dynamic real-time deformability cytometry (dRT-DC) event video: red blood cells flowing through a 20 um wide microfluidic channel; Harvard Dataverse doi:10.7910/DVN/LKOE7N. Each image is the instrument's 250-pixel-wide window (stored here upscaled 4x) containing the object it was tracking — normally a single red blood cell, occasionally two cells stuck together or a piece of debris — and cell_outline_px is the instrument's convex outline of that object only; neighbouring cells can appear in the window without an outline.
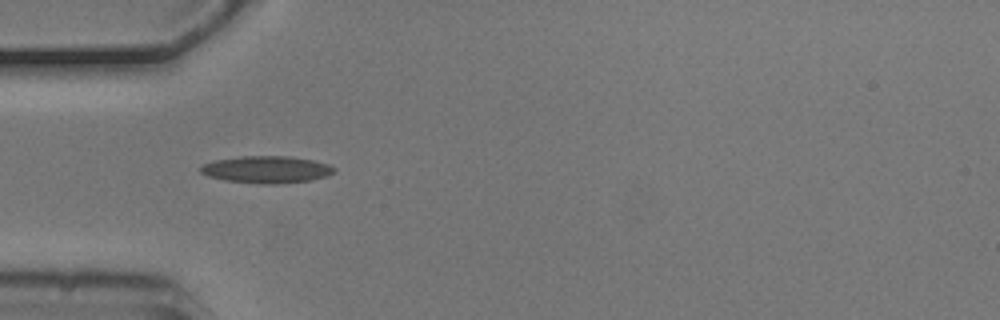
{"species": "common noctule bat (a hibernating species)", "species_latin": "Nyctalus noctula", "temperature_condition": "cold", "stored_images_in_passage": 5, "camera_frame_rate_fps": 3000, "um_per_image_px": 0.085, "animal": {"sex": "male", "body_mass_g": 20.5, "forearm_length_mm": 52.5}, "frame": {"image": 1, "passage_image": 4, "time_ms": 1.0, "image_size_px": [1000, 320], "cell_outline_px": [[336, 172], [328, 176], [312, 180], [276, 184], [260, 184], [224, 180], [208, 176], [200, 172], [200, 168], [204, 164], [216, 160], [240, 156], [288, 156], [312, 160], [328, 164], [336, 168]], "centroid_in_image_um": [22.69, 14.41], "position_along_channel_um": 62.3, "area_um2": 21.15}}